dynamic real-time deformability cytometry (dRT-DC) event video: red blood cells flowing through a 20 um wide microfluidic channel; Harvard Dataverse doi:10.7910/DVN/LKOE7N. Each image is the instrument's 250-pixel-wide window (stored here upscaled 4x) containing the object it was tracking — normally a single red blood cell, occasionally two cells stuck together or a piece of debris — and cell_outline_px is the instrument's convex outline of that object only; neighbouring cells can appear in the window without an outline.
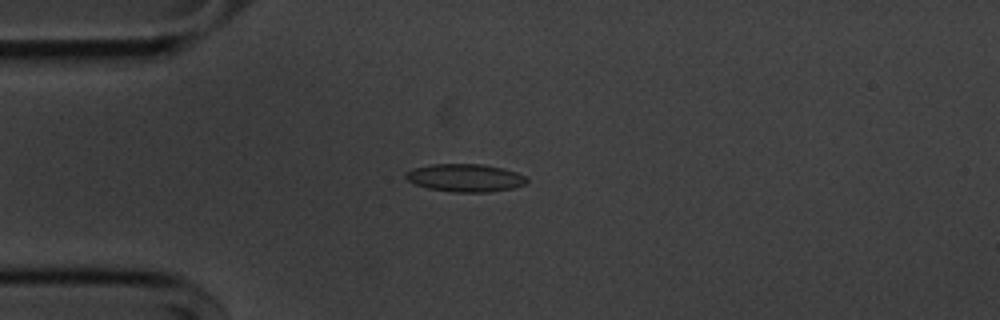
{"species": "common noctule bat (a hibernating species)", "species_latin": "Nyctalus noctula", "temperature_condition": "cold", "stored_images_in_passage": 45, "camera_frame_rate_fps": 3000, "um_per_image_px": 0.085, "animal": {"sex": "male", "body_mass_g": 20.1, "forearm_length_mm": 53.5}, "frame": {"image": 1, "passage_image": 4, "time_ms": 1.0, "image_size_px": [1000, 320], "cell_outline_px": [[528, 180], [524, 184], [516, 188], [488, 192], [456, 192], [428, 188], [416, 184], [408, 180], [404, 176], [412, 168], [432, 164], [480, 164], [500, 168], [516, 172], [524, 176]], "centroid_in_image_um": [39.55, 15.12], "position_along_channel_um": 45.5, "area_um2": 19.42}}
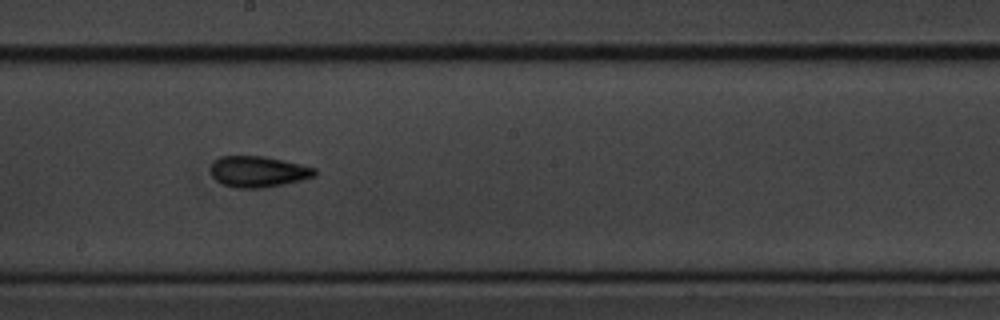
{"frame": {"image": 2, "passage_image": 20, "time_ms": 6.333, "image_size_px": [1000, 320], "cell_outline_px": [[316, 176], [284, 184], [264, 188], [232, 188], [220, 184], [212, 176], [212, 164], [220, 156], [264, 156], [284, 160], [316, 168]], "centroid_in_image_um": [21.95, 14.6], "position_along_channel_um": 226.3, "area_um2": 18.9}}
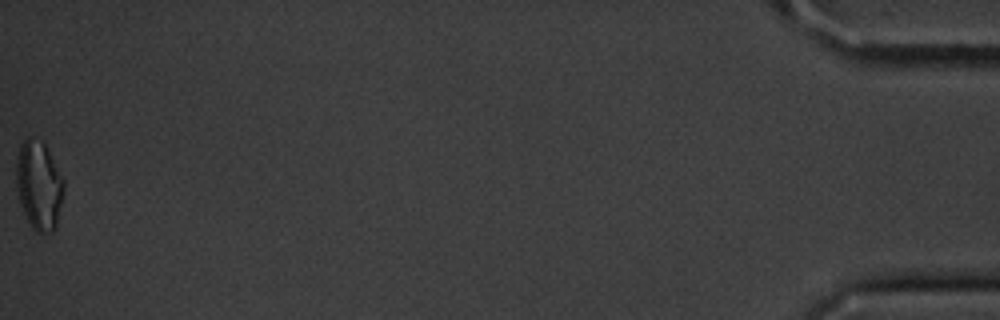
{"frame": {"image": 3, "passage_image": 45, "time_ms": 14.667, "image_size_px": [1000, 320], "cell_outline_px": [[64, 192], [56, 224], [52, 232], [44, 236], [36, 232], [32, 228], [20, 204], [16, 188], [16, 160], [20, 144], [28, 136], [32, 136], [44, 140], [64, 180]], "centroid_in_image_um": [3.3, 15.72], "position_along_channel_um": 431.9, "area_um2": 25.2}, "authors_computed_cell_mechanics": {"area_um2": 18.4382, "velocity_mm_per_s": 3.6549, "shape_relaxation_time_tau1_ms": 4.8798, "shape_relaxation_time_tau2_ms": 2.8684, "deformation_change_tau1": 0.135, "deformation_change_tau2": 0.101}}